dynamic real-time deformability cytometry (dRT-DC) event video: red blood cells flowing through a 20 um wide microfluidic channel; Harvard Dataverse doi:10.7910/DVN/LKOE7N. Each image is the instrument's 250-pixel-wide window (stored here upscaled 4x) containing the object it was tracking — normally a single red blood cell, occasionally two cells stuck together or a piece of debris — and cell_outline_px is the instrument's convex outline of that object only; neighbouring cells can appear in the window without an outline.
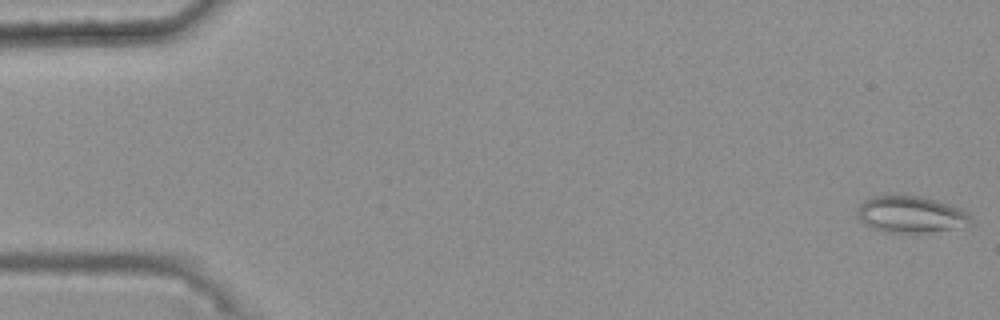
{"species": "common noctule bat (a hibernating species)", "species_latin": "Nyctalus noctula", "temperature_condition": "warm", "stored_images_in_passage": 47, "camera_frame_rate_fps": 3000, "um_per_image_px": 0.085, "animal": {"sex": "female", "body_mass_g": 25.1}, "frame": {"image": 1, "passage_image": 1, "time_ms": 0.0, "image_size_px": [1000, 320], "cell_outline_px": [[972, 224], [928, 232], [880, 232], [864, 224], [860, 220], [860, 204], [864, 200], [872, 196], [920, 196], [936, 200], [960, 208], [968, 212], [972, 216]], "centroid_in_image_um": [77.44, 18.23], "position_along_channel_um": 7.6, "area_um2": 23.87}}
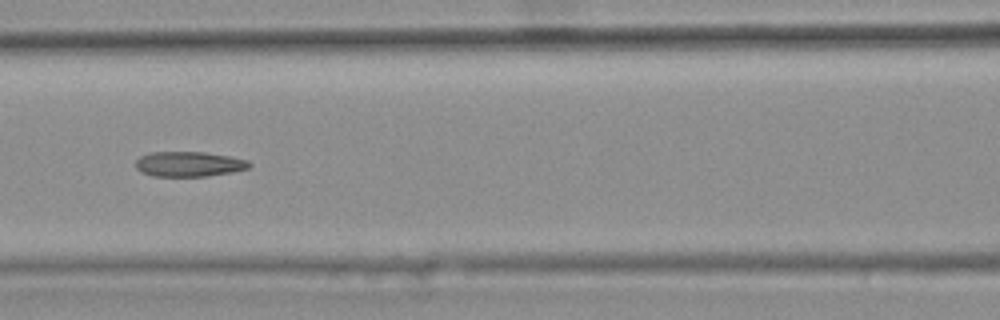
{"frame": {"image": 2, "passage_image": 24, "time_ms": 7.667, "image_size_px": [1000, 320], "cell_outline_px": [[252, 164], [248, 168], [232, 172], [208, 176], [152, 176], [140, 172], [136, 168], [136, 160], [140, 156], [148, 152], [204, 152], [228, 156], [248, 160]], "centroid_in_image_um": [16.03, 13.94], "position_along_channel_um": 150.6, "area_um2": 16.65}}
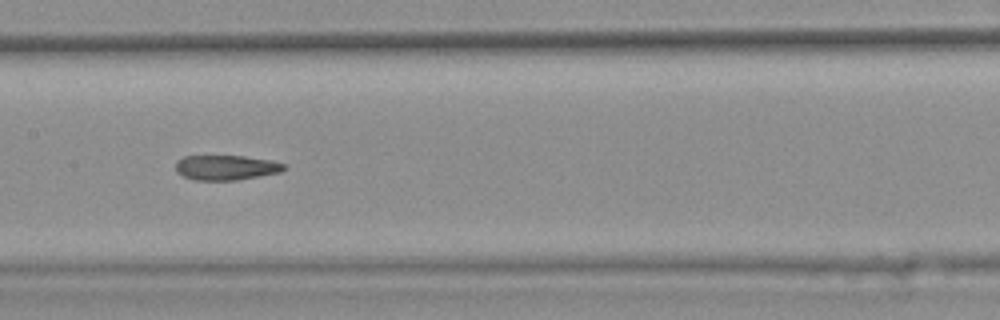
{"frame": {"image": 3, "passage_image": 27, "time_ms": 8.667, "image_size_px": [1000, 320], "cell_outline_px": [[284, 168], [280, 172], [236, 180], [192, 180], [176, 172], [176, 160], [184, 156], [244, 156], [272, 160], [284, 164]], "centroid_in_image_um": [19.17, 14.24], "position_along_channel_um": 188.2, "area_um2": 15.66}, "authors_computed_cell_mechanics": {"area_um2": 17.1088, "velocity_mm_per_s": 3.7756, "shape_relaxation_time_tau1_ms": null, "shape_relaxation_time_tau2_ms": 3.1252, "deformation_change_tau1": null, "deformation_change_tau2": 0.1248}}